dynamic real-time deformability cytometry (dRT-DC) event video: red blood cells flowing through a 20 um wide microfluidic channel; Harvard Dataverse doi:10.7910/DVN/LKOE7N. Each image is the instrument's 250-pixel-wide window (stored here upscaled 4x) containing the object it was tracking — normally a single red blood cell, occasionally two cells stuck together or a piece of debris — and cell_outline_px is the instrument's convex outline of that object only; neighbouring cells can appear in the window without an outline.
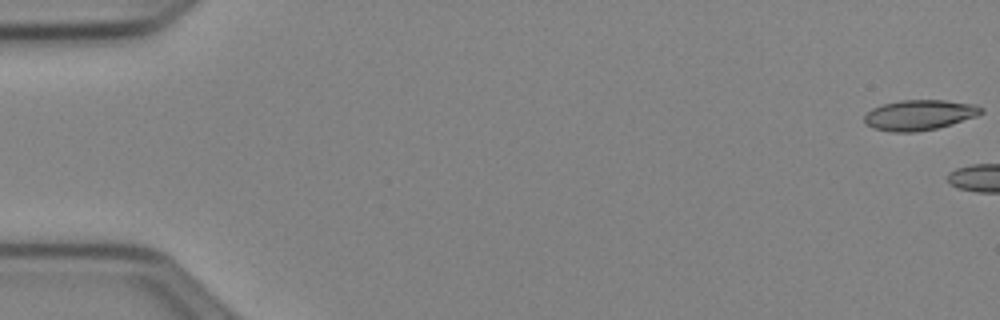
{"species": "Egyptian fruit bat (a non-hibernating species)", "species_latin": "Rousettus aegyptiacus", "temperature_condition": "cold", "stored_images_in_passage": 8, "camera_frame_rate_fps": 3000, "um_per_image_px": 0.085, "animal": {"sex": "female"}, "frame": {"image": 1, "passage_image": 1, "time_ms": 0.0, "image_size_px": [1000, 320], "cell_outline_px": [[984, 112], [976, 116], [952, 124], [936, 128], [916, 132], [892, 132], [872, 128], [864, 124], [864, 116], [872, 108], [884, 104], [900, 100], [944, 100], [976, 104], [984, 108]], "centroid_in_image_um": [78.15, 9.77], "position_along_channel_um": 6.8, "area_um2": 20.75}}